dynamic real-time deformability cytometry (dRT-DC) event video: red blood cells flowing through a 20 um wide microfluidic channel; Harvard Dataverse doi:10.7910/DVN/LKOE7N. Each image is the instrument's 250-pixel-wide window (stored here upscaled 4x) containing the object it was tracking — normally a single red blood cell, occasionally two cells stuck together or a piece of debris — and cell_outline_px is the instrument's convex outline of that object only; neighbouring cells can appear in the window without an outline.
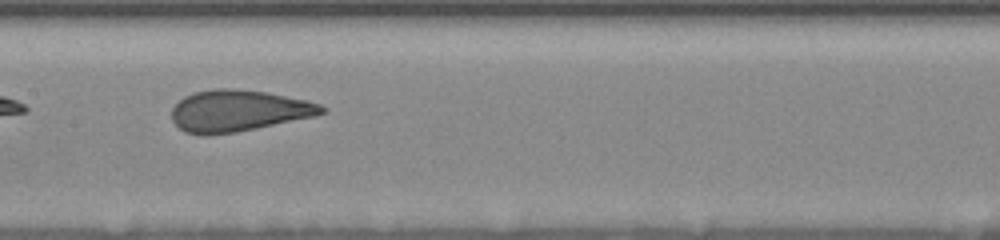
{"species": "human", "species_latin": "Homo sapiens", "temperature_condition": "room temperature", "stored_images_in_passage": 71, "camera_frame_rate_fps": 3000, "um_per_image_px": 0.085, "donor": {"sex": "female"}, "frame": {"image": 1, "passage_image": 18, "time_ms": 3.333, "image_size_px": [1000, 240], "cell_outline_px": [[324, 112], [312, 116], [256, 128], [236, 132], [208, 136], [200, 136], [184, 132], [172, 120], [172, 108], [184, 96], [192, 92], [216, 88], [228, 88], [264, 92], [304, 100], [320, 104], [324, 108]], "centroid_in_image_um": [20.16, 9.43], "position_along_channel_um": 187.2, "area_um2": 35.89}}
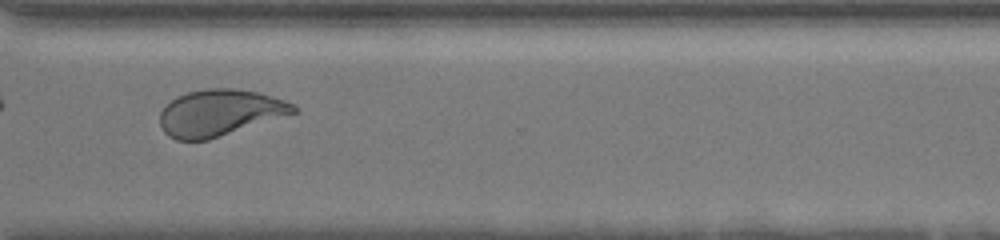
{"frame": {"image": 2, "passage_image": 49, "time_ms": 8.0, "image_size_px": [1000, 240], "cell_outline_px": [[300, 108], [296, 112], [208, 140], [176, 140], [168, 136], [164, 132], [160, 124], [160, 112], [172, 100], [188, 92], [208, 88], [236, 88], [256, 92], [284, 100], [296, 104]], "centroid_in_image_um": [18.68, 9.58], "position_along_channel_um": 351.9, "area_um2": 35.78}, "authors_computed_cell_mechanics": {"area_um2": 36.0672, "velocity_mm_per_s": 3.5412, "shape_relaxation_time_tau1_ms": 5.6632, "shape_relaxation_time_tau2_ms": null, "deformation_change_tau1": 0.1695, "deformation_change_tau2": null}}